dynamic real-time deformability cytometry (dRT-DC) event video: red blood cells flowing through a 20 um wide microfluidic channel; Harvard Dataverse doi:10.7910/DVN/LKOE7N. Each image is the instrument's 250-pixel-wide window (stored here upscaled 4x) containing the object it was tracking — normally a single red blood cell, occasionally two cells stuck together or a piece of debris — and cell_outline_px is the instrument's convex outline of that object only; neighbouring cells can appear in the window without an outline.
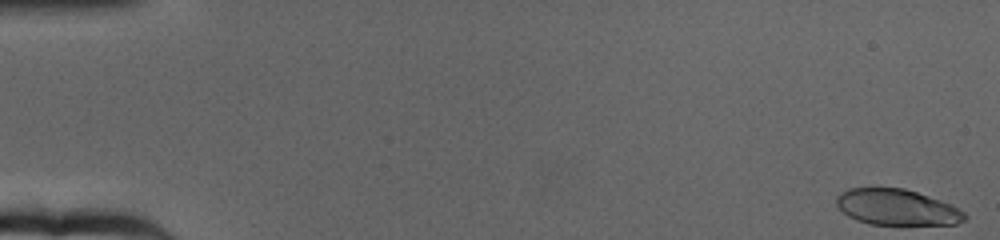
{"species": "human", "species_latin": "Homo sapiens", "temperature_condition": "cold", "stored_images_in_passage": 65, "camera_frame_rate_fps": 3000, "um_per_image_px": 0.085, "donor": {"sex": "female"}, "frame": {"image": 1, "passage_image": 1, "time_ms": 0.0, "image_size_px": [1000, 240], "cell_outline_px": [[968, 216], [964, 220], [956, 224], [868, 224], [856, 220], [848, 216], [836, 204], [836, 196], [840, 192], [848, 188], [904, 188], [940, 200], [964, 212]], "centroid_in_image_um": [76.19, 17.61], "position_along_channel_um": 8.8, "area_um2": 26.59}}
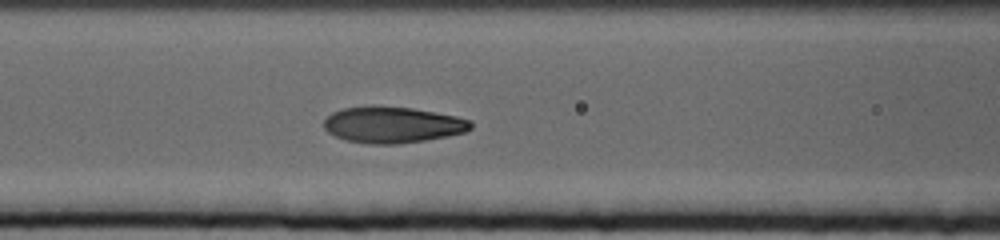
{"frame": {"image": 2, "passage_image": 28, "time_ms": 9.0, "image_size_px": [1000, 240], "cell_outline_px": [[472, 128], [464, 132], [448, 136], [400, 144], [368, 144], [348, 140], [336, 136], [328, 132], [324, 128], [324, 120], [332, 112], [344, 108], [372, 104], [412, 108], [456, 116], [472, 120]], "centroid_in_image_um": [33.36, 10.59], "position_along_channel_um": 133.2, "area_um2": 31.27}}
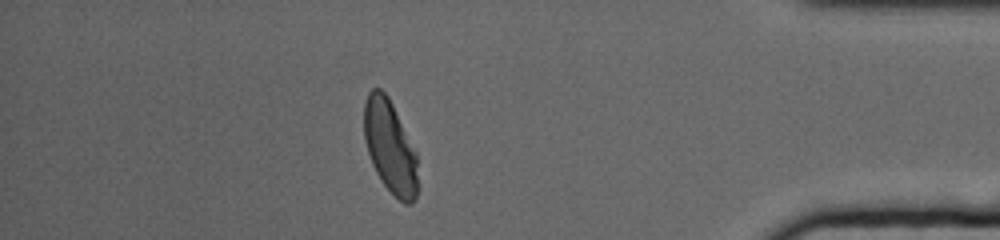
{"frame": {"image": 3, "passage_image": 57, "time_ms": 18.667, "image_size_px": [1000, 240], "cell_outline_px": [[420, 188], [416, 200], [412, 204], [404, 204], [380, 180], [372, 164], [364, 140], [364, 104], [368, 92], [372, 88], [380, 88], [388, 96], [416, 152]], "centroid_in_image_um": [33.18, 12.53], "position_along_channel_um": 402.0, "area_um2": 29.42}, "authors_computed_cell_mechanics": {"area_um2": 30.345, "velocity_mm_per_s": 3.1553, "shape_relaxation_time_tau1_ms": 4.2634, "shape_relaxation_time_tau2_ms": 1.0318, "deformation_change_tau1": 0.184, "deformation_change_tau2": 0.0626}}